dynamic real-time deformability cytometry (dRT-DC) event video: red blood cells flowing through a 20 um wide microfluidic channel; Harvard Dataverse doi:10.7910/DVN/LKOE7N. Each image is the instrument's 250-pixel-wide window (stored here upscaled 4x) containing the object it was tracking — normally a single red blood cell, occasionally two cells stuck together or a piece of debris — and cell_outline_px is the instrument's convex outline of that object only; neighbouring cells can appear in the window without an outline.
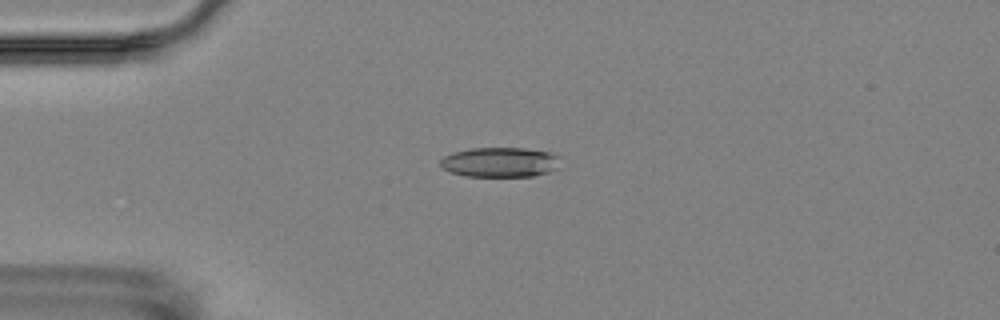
{"species": "Egyptian fruit bat (a non-hibernating species)", "species_latin": "Rousettus aegyptiacus", "temperature_condition": "room temperature", "stored_images_in_passage": 4, "camera_frame_rate_fps": 3000, "um_per_image_px": 0.085, "animal": {"sex": "female"}, "frame": {"image": 1, "passage_image": 3, "time_ms": 2.333, "image_size_px": [1000, 320], "cell_outline_px": [[560, 168], [548, 172], [532, 176], [464, 176], [448, 172], [440, 164], [440, 160], [444, 156], [452, 152], [468, 148], [524, 148], [548, 152], [560, 156]], "centroid_in_image_um": [42.5, 13.78], "position_along_channel_um": 42.5, "area_um2": 21.1}}